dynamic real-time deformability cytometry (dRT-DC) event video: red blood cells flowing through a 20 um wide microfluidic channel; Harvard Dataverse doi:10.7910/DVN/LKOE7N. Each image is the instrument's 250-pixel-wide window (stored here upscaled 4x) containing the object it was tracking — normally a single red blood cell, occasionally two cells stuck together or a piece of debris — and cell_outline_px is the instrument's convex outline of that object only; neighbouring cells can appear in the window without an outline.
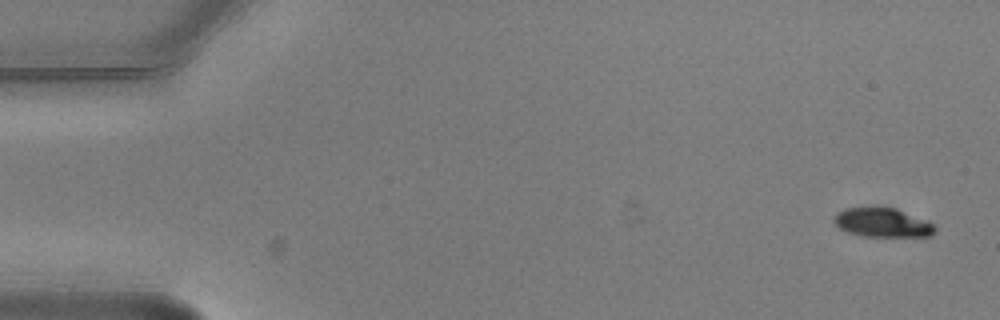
{"species": "common noctule bat (a hibernating species)", "species_latin": "Nyctalus noctula", "temperature_condition": "warm", "stored_images_in_passage": 5, "camera_frame_rate_fps": 3000, "um_per_image_px": 0.085, "animal": {"sex": "male", "body_mass_g": 20.5, "forearm_length_mm": 52.5}, "frame": {"image": 1, "passage_image": 1, "time_ms": 0.0, "image_size_px": [1000, 320], "cell_outline_px": [[936, 232], [932, 236], [864, 236], [844, 232], [832, 220], [836, 212], [844, 208], [896, 208], [928, 220], [936, 228]], "centroid_in_image_um": [75.01, 18.93], "position_along_channel_um": 10.0, "area_um2": 17.17}}
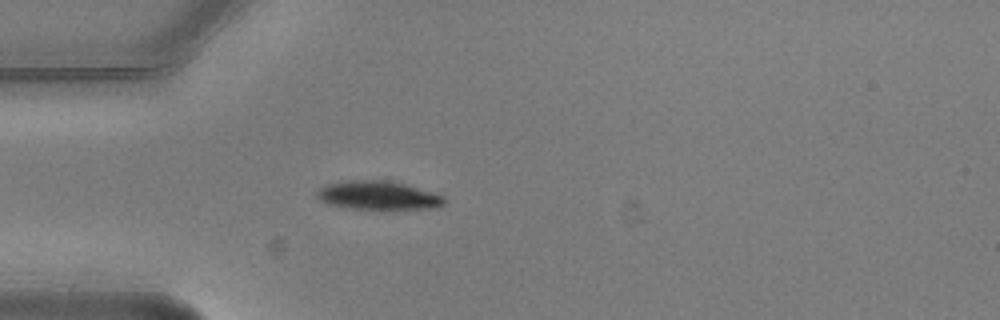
{"frame": {"image": 2, "passage_image": 5, "time_ms": 1.333, "image_size_px": [1000, 320], "cell_outline_px": [[448, 200], [444, 204], [436, 208], [348, 208], [328, 204], [320, 200], [316, 196], [316, 192], [320, 188], [328, 184], [344, 180], [388, 180], [436, 192], [444, 196]], "centroid_in_image_um": [32.17, 16.59], "position_along_channel_um": 52.8, "area_um2": 21.21}}